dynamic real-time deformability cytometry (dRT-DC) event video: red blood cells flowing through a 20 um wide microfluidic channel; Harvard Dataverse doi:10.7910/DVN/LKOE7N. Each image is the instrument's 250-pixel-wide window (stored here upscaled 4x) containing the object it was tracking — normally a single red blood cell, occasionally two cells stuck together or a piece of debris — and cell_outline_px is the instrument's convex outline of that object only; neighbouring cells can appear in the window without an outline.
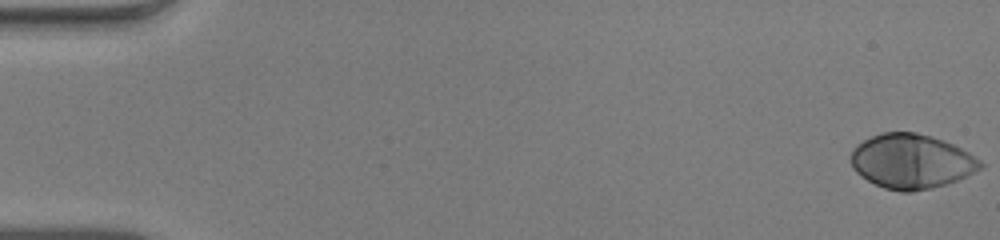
{"species": "human", "species_latin": "Homo sapiens", "temperature_condition": "warm", "stored_images_in_passage": 53, "camera_frame_rate_fps": 3000, "um_per_image_px": 0.085, "donor": {"sex": "male"}, "frame": {"image": 1, "passage_image": 1, "time_ms": 0.0, "image_size_px": [1000, 240], "cell_outline_px": [[984, 168], [956, 180], [944, 184], [912, 192], [900, 192], [884, 188], [860, 176], [852, 168], [852, 148], [856, 144], [880, 132], [916, 132], [932, 136], [944, 140], [968, 152], [980, 160], [984, 164]], "centroid_in_image_um": [77.46, 13.7], "position_along_channel_um": 7.5, "area_um2": 41.1}}
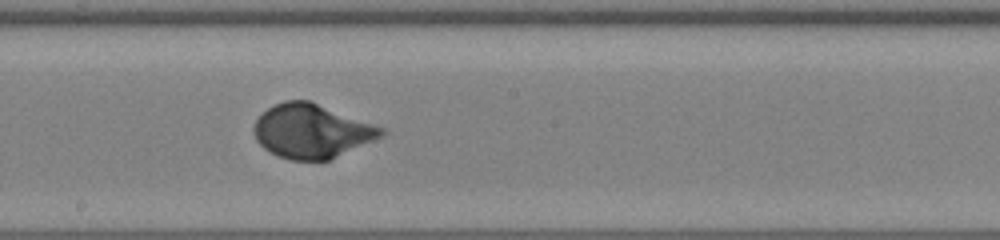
{"frame": {"image": 2, "passage_image": 30, "time_ms": 9.667, "image_size_px": [1000, 240], "cell_outline_px": [[388, 132], [384, 136], [328, 160], [292, 160], [276, 156], [264, 148], [256, 140], [252, 132], [252, 128], [256, 120], [268, 108], [284, 100], [308, 100], [384, 128]], "centroid_in_image_um": [26.48, 11.15], "position_along_channel_um": 221.7, "area_um2": 39.88}}
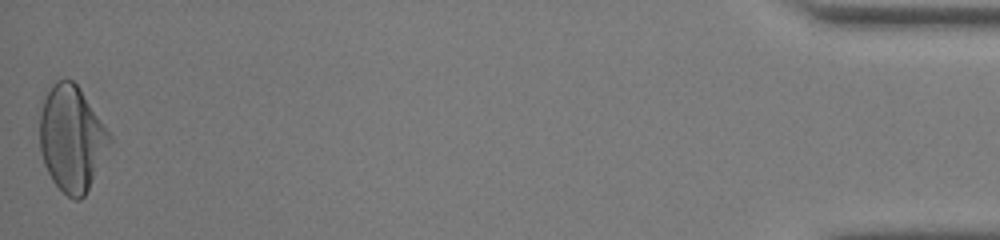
{"frame": {"image": 3, "passage_image": 53, "time_ms": 17.333, "image_size_px": [1000, 240], "cell_outline_px": [[112, 140], [84, 196], [80, 200], [72, 200], [52, 180], [44, 164], [40, 148], [40, 100], [52, 84], [56, 80], [72, 80], [80, 88], [112, 136]], "centroid_in_image_um": [6.07, 11.73], "position_along_channel_um": 429.1, "area_um2": 42.83}, "authors_computed_cell_mechanics": {"area_um2": 40.0554, "velocity_mm_per_s": 3.9207, "shape_relaxation_time_tau1_ms": 2.8775, "shape_relaxation_time_tau2_ms": null, "deformation_change_tau1": 0.2094, "deformation_change_tau2": null}}